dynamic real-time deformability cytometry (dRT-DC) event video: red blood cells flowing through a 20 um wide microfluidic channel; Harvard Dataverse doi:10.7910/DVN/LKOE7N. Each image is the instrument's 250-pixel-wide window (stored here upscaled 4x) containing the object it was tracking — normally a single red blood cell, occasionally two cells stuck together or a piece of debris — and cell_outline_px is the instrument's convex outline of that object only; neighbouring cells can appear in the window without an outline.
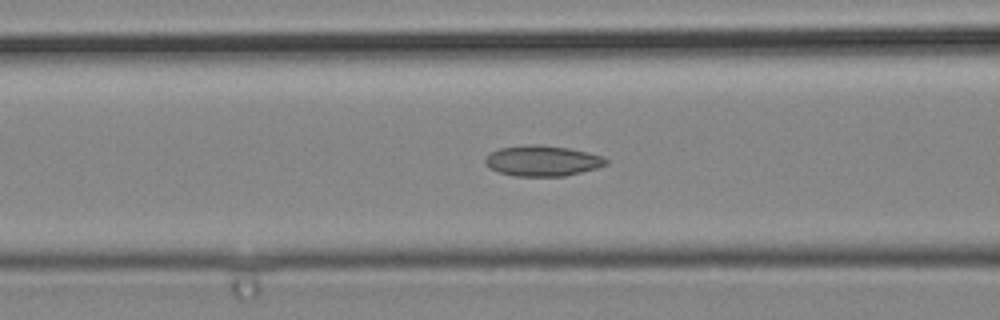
{"species": "common noctule bat (a hibernating species)", "species_latin": "Nyctalus noctula", "temperature_condition": "cold", "stored_images_in_passage": 36, "camera_frame_rate_fps": 3000, "um_per_image_px": 0.085, "animal": {"sex": "male", "body_mass_g": 19.2, "forearm_length_mm": 51.8}, "frame": {"image": 1, "passage_image": 17, "time_ms": 5.333, "image_size_px": [1000, 320], "cell_outline_px": [[608, 164], [596, 168], [564, 176], [512, 176], [500, 172], [484, 164], [484, 160], [488, 152], [500, 148], [532, 144], [540, 144], [568, 148], [588, 152], [604, 156], [608, 160]], "centroid_in_image_um": [46.1, 13.66], "position_along_channel_um": 120.5, "area_um2": 21.62}}
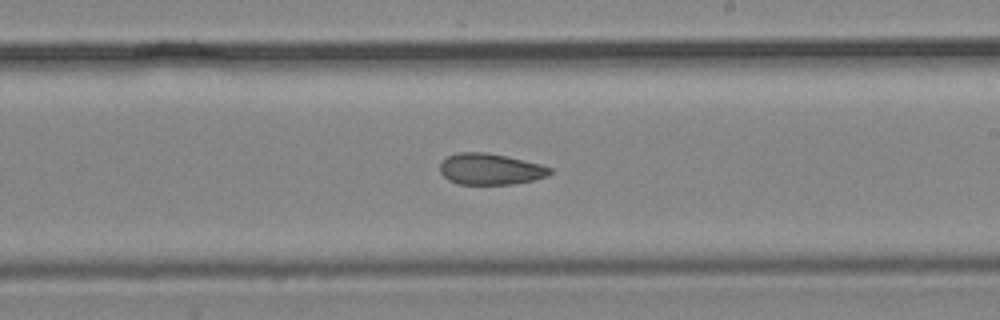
{"frame": {"image": 2, "passage_image": 25, "time_ms": 8.0, "image_size_px": [1000, 320], "cell_outline_px": [[552, 172], [548, 176], [532, 180], [512, 184], [460, 184], [448, 180], [440, 172], [440, 164], [448, 156], [460, 152], [484, 152], [504, 156], [540, 164], [552, 168]], "centroid_in_image_um": [41.67, 14.38], "position_along_channel_um": 247.3, "area_um2": 19.77}}
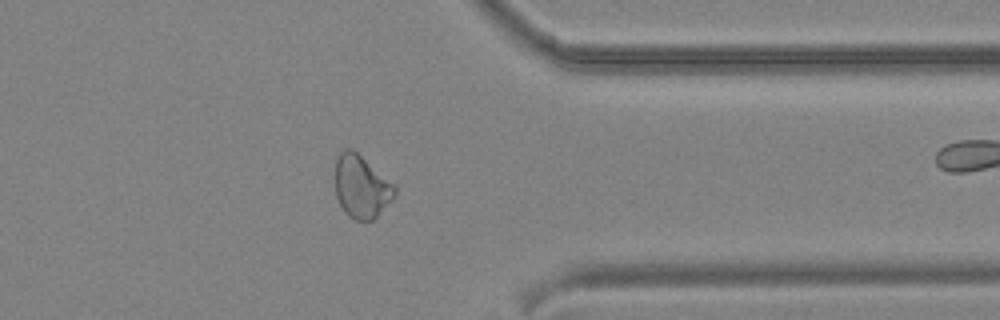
{"frame": {"image": 3, "passage_image": 34, "time_ms": 11.0, "image_size_px": [1000, 320], "cell_outline_px": [[396, 192], [376, 216], [372, 220], [356, 220], [348, 216], [344, 212], [336, 196], [336, 160], [340, 152], [344, 148], [352, 148], [392, 184], [396, 188]], "centroid_in_image_um": [30.66, 15.86], "position_along_channel_um": 380.7, "area_um2": 21.04}}